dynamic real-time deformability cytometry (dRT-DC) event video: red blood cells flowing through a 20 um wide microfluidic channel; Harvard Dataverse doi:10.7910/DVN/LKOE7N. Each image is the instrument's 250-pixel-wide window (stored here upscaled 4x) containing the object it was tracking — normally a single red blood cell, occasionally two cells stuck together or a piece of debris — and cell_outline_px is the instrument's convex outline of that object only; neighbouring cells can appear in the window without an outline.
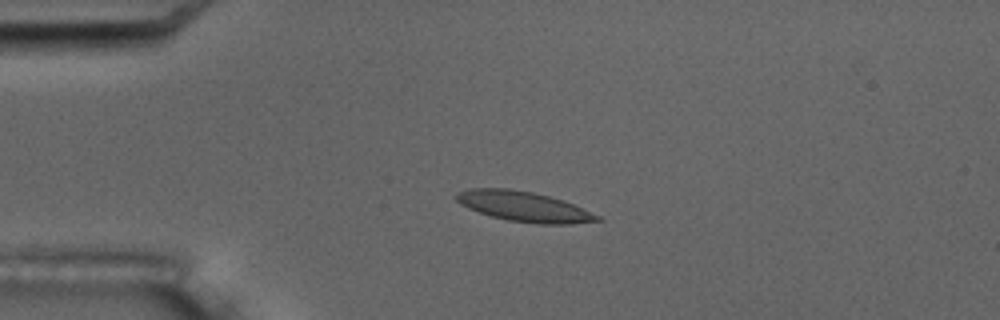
{"species": "common noctule bat (a hibernating species)", "species_latin": "Nyctalus noctula", "temperature_condition": "room temperature", "stored_images_in_passage": 6, "camera_frame_rate_fps": 3000, "um_per_image_px": 0.085, "animal": {"sex": "male", "body_mass_g": 17.5, "forearm_length_mm": 52.3}, "frame": {"image": 1, "passage_image": 4, "time_ms": 3.333, "image_size_px": [1000, 320], "cell_outline_px": [[604, 220], [572, 224], [540, 224], [508, 220], [492, 216], [468, 208], [460, 204], [452, 196], [468, 188], [508, 188], [532, 192], [564, 200], [600, 216]], "centroid_in_image_um": [44.53, 17.55], "position_along_channel_um": 40.5, "area_um2": 24.68}}